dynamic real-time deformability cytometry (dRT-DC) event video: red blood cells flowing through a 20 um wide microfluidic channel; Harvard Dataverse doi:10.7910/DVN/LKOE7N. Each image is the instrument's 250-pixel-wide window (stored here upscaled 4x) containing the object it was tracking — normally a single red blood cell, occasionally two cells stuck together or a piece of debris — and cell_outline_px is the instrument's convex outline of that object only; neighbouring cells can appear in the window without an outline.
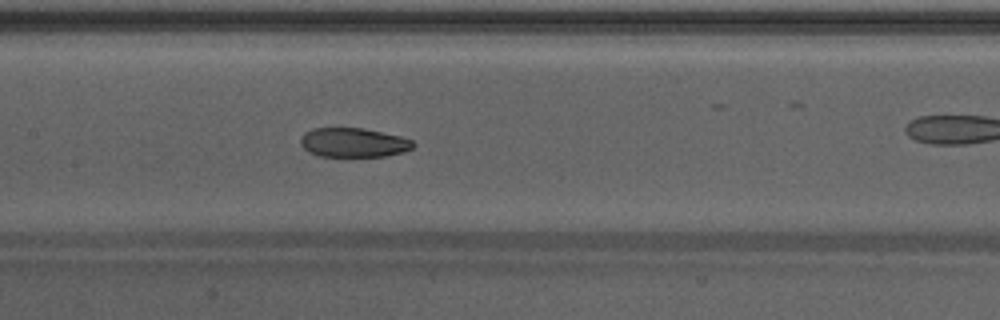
{"species": "Egyptian fruit bat (a non-hibernating species)", "species_latin": "Rousettus aegyptiacus", "temperature_condition": "warm", "stored_images_in_passage": 45, "camera_frame_rate_fps": 3000, "um_per_image_px": 0.085, "animal": {"sex": "male"}, "frame": {"image": 1, "passage_image": 20, "time_ms": 6.333, "image_size_px": [1000, 320], "cell_outline_px": [[416, 144], [412, 148], [404, 152], [388, 156], [320, 156], [308, 152], [300, 144], [300, 136], [304, 132], [312, 128], [364, 128], [400, 136], [412, 140]], "centroid_in_image_um": [30.03, 12.11], "position_along_channel_um": 177.4, "area_um2": 19.36}, "authors_computed_cell_mechanics": {"area_um2": 21.6172, "velocity_mm_per_s": 4.2812, "shape_relaxation_time_tau1_ms": 6.8477, "shape_relaxation_time_tau2_ms": 2.3179, "deformation_change_tau1": 0.1911, "deformation_change_tau2": 0.0727}}